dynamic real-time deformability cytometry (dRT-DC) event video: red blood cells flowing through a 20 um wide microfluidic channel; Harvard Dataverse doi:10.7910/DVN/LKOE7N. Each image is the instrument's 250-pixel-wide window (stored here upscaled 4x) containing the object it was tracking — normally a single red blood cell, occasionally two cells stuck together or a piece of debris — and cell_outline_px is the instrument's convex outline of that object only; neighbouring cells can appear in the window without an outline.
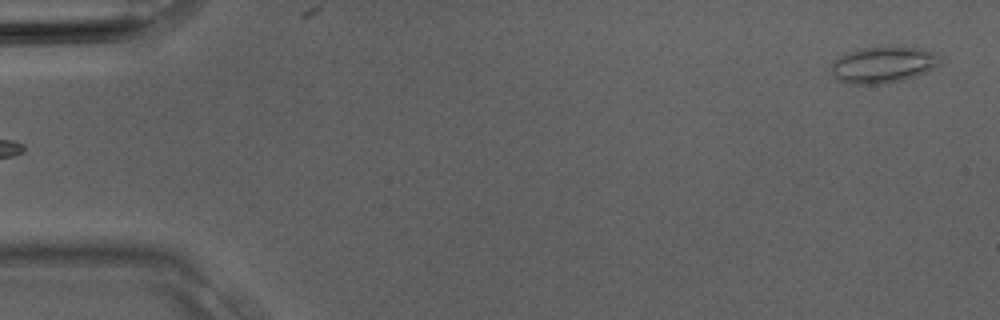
{"species": "Egyptian fruit bat (a non-hibernating species)", "species_latin": "Rousettus aegyptiacus", "temperature_condition": "room temperature", "stored_images_in_passage": 4, "camera_frame_rate_fps": 3000, "um_per_image_px": 0.085, "animal": {"sex": "male"}, "frame": {"image": 1, "passage_image": 4, "time_ms": 1.0, "image_size_px": [1000, 320], "cell_outline_px": [[936, 64], [924, 72], [916, 76], [888, 84], [852, 84], [840, 80], [832, 76], [832, 64], [840, 56], [848, 52], [864, 48], [920, 48], [932, 52], [936, 56]], "centroid_in_image_um": [74.98, 5.54], "position_along_channel_um": 10.0, "area_um2": 22.14}}